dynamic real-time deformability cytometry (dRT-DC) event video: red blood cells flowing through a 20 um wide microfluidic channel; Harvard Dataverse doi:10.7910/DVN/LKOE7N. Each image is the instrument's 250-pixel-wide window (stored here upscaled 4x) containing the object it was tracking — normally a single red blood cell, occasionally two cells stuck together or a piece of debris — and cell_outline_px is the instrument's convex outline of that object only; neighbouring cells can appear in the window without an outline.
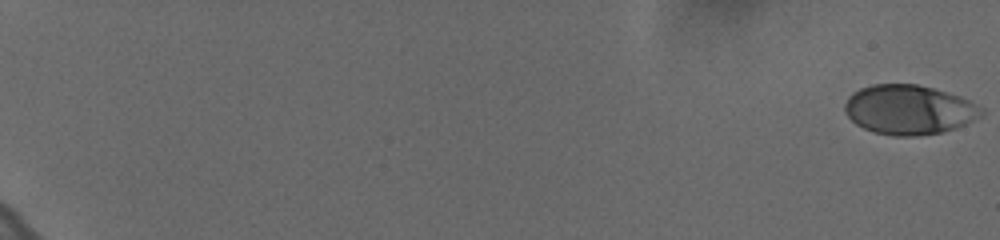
{"species": "human", "species_latin": "Homo sapiens", "temperature_condition": "cold", "stored_images_in_passage": 61, "camera_frame_rate_fps": 3000, "um_per_image_px": 0.085, "donor": {"sex": "female"}, "frame": {"image": 1, "passage_image": 1, "time_ms": 0.0, "image_size_px": [1000, 240], "cell_outline_px": [[984, 116], [956, 128], [944, 132], [916, 136], [892, 136], [876, 132], [864, 128], [856, 124], [844, 112], [844, 104], [848, 96], [852, 92], [860, 88], [872, 84], [916, 84], [932, 88], [960, 96], [984, 108]], "centroid_in_image_um": [77.28, 9.33], "position_along_channel_um": 7.7, "area_um2": 39.71}}
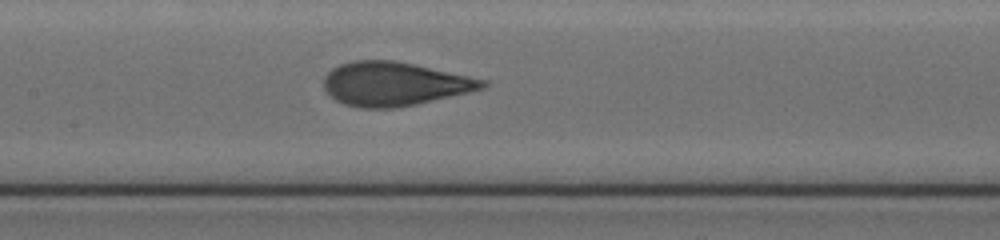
{"frame": {"image": 2, "passage_image": 34, "time_ms": 11.0, "image_size_px": [1000, 240], "cell_outline_px": [[488, 84], [484, 88], [468, 92], [416, 104], [396, 108], [360, 108], [344, 104], [328, 96], [324, 88], [324, 76], [332, 68], [340, 64], [352, 60], [392, 60], [412, 64], [488, 80]], "centroid_in_image_um": [33.47, 7.13], "position_along_channel_um": 173.9, "area_um2": 40.4}}
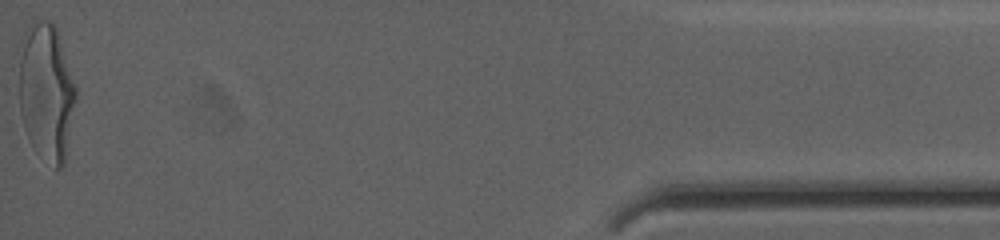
{"frame": {"image": 3, "passage_image": 61, "time_ms": 20.0, "image_size_px": [1000, 240], "cell_outline_px": [[76, 100], [64, 164], [60, 168], [56, 168], [32, 144], [24, 128], [20, 112], [20, 60], [24, 32], [32, 20], [52, 20], [56, 24], [76, 88]], "centroid_in_image_um": [3.95, 7.73], "position_along_channel_um": 431.2, "area_um2": 45.03}, "authors_computed_cell_mechanics": {"area_um2": 39.7086, "velocity_mm_per_s": 3.6309, "shape_relaxation_time_tau1_ms": 4.5361, "shape_relaxation_time_tau2_ms": null, "deformation_change_tau1": 0.1916, "deformation_change_tau2": null}}